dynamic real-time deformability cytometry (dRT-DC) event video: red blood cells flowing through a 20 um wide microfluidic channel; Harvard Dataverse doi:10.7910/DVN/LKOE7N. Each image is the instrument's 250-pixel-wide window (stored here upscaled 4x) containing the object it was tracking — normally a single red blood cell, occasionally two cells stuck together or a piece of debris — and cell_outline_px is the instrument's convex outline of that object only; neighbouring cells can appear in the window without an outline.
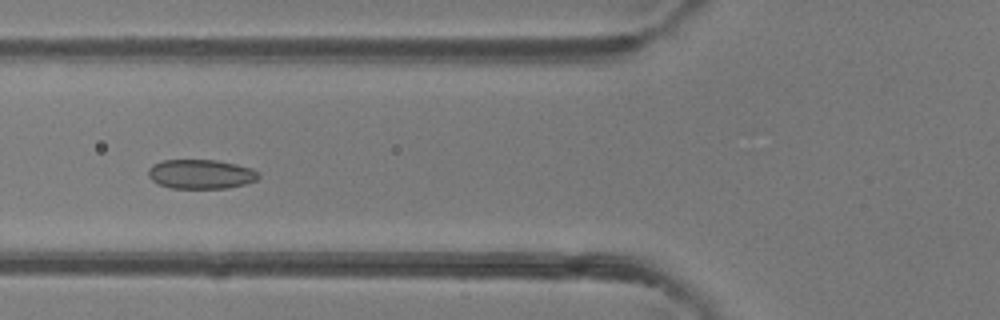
{"species": "common noctule bat (a hibernating species)", "species_latin": "Nyctalus noctula", "temperature_condition": "room temperature", "stored_images_in_passage": 47, "camera_frame_rate_fps": 3000, "um_per_image_px": 0.085, "animal": {"sex": "female"}, "frame": {"image": 1, "passage_image": 18, "time_ms": 5.667, "image_size_px": [1000, 320], "cell_outline_px": [[260, 176], [256, 180], [244, 184], [228, 188], [172, 188], [160, 184], [152, 180], [148, 176], [148, 168], [152, 164], [160, 160], [216, 160], [236, 164], [252, 168], [260, 172]], "centroid_in_image_um": [17.07, 14.79], "position_along_channel_um": 108.7, "area_um2": 18.96}}
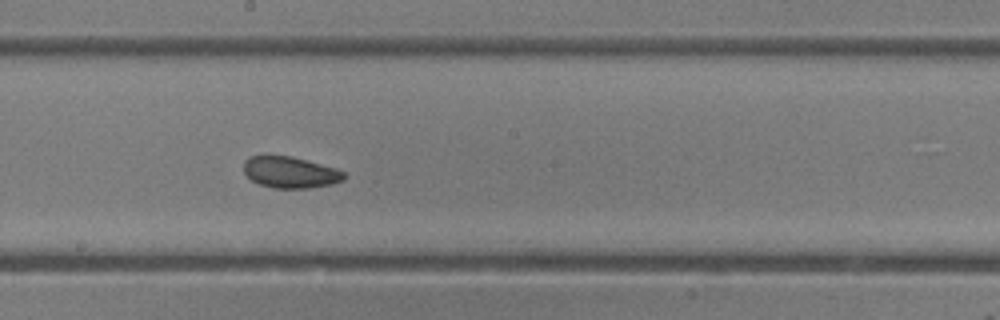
{"frame": {"image": 2, "passage_image": 26, "time_ms": 8.333, "image_size_px": [1000, 320], "cell_outline_px": [[348, 176], [344, 180], [332, 184], [308, 188], [272, 188], [260, 184], [252, 180], [244, 172], [244, 160], [248, 156], [292, 156], [336, 168], [344, 172]], "centroid_in_image_um": [24.7, 14.65], "position_along_channel_um": 223.5, "area_um2": 18.38}}
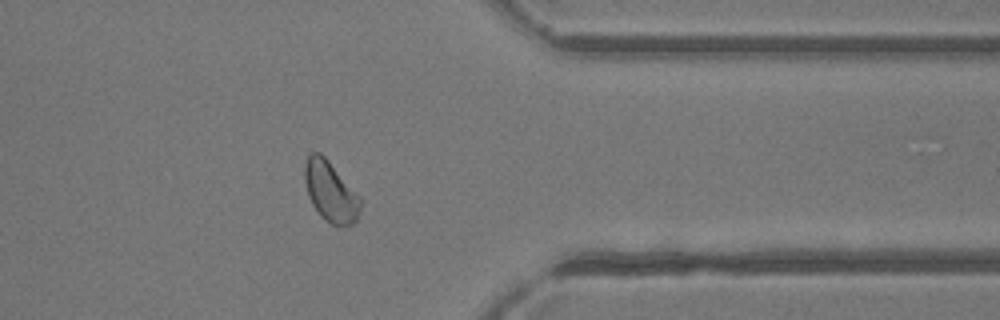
{"frame": {"image": 3, "passage_image": 38, "time_ms": 12.333, "image_size_px": [1000, 320], "cell_outline_px": [[364, 200], [356, 220], [352, 224], [332, 224], [324, 220], [320, 216], [312, 204], [308, 196], [304, 180], [304, 164], [308, 156], [312, 152], [320, 152], [328, 160]], "centroid_in_image_um": [28.1, 16.27], "position_along_channel_um": 383.3, "area_um2": 19.71}, "authors_computed_cell_mechanics": {"area_um2": 19.5942, "velocity_mm_per_s": 4.3051, "shape_relaxation_time_tau1_ms": 4.208, "shape_relaxation_time_tau2_ms": 2.1558, "deformation_change_tau1": 0.0838, "deformation_change_tau2": 0.0633}}